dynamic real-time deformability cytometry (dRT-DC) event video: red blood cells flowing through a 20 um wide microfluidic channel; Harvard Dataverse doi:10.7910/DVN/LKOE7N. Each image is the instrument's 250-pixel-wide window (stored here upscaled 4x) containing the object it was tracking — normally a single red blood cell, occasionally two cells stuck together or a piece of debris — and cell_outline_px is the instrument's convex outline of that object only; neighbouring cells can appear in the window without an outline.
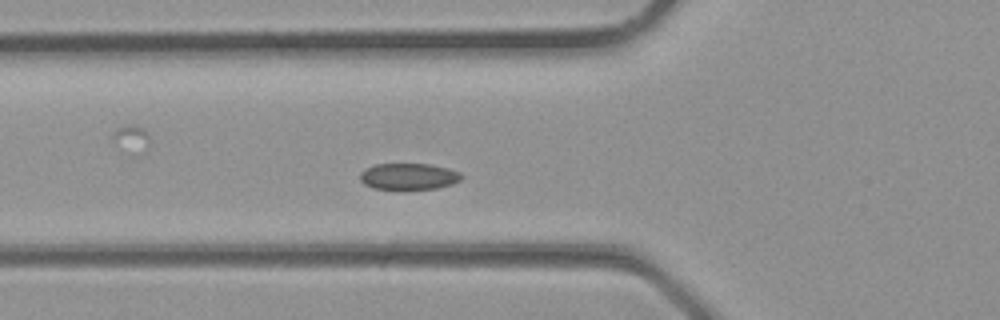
{"species": "common noctule bat (a hibernating species)", "species_latin": "Nyctalus noctula", "temperature_condition": "room temperature", "stored_images_in_passage": 26, "camera_frame_rate_fps": 3000, "um_per_image_px": 0.085, "animal": {"sex": "male", "body_mass_g": 23.1, "forearm_length_mm": 52.7}, "frame": {"image": 1, "passage_image": 3, "time_ms": 0.667, "image_size_px": [1000, 320], "cell_outline_px": [[464, 176], [460, 180], [452, 184], [436, 188], [372, 188], [364, 184], [360, 180], [360, 172], [364, 168], [376, 164], [428, 164], [448, 168], [460, 172]], "centroid_in_image_um": [34.73, 14.98], "position_along_channel_um": 91.1, "area_um2": 15.43}}
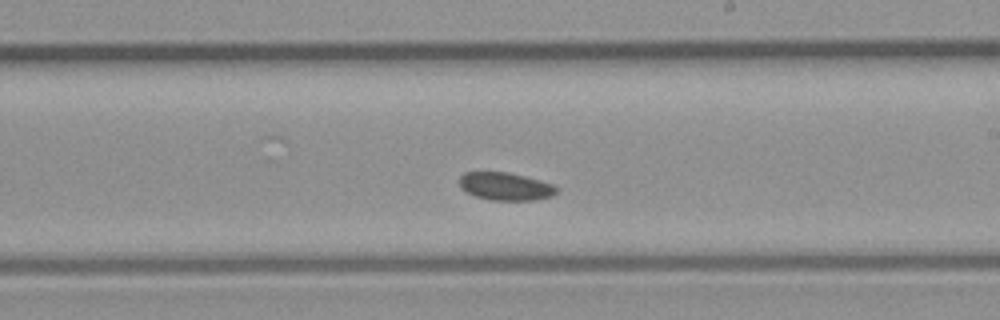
{"frame": {"image": 2, "passage_image": 11, "time_ms": 3.333, "image_size_px": [1000, 320], "cell_outline_px": [[560, 188], [552, 196], [536, 200], [492, 200], [476, 196], [460, 188], [460, 176], [464, 172], [508, 172], [540, 180], [552, 184]], "centroid_in_image_um": [42.99, 15.84], "position_along_channel_um": 246.0, "area_um2": 15.72}}
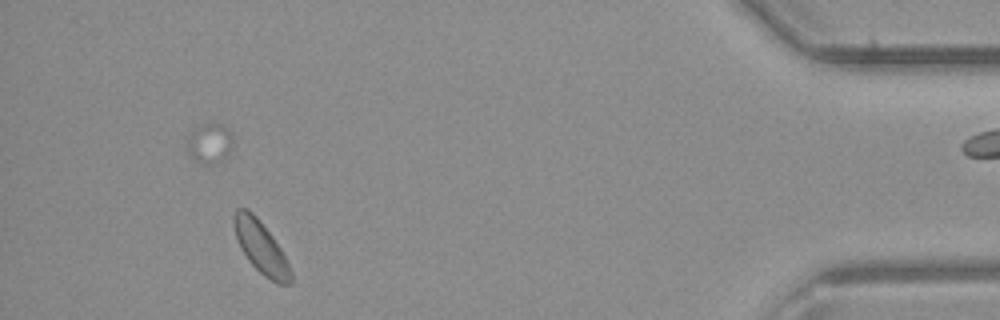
{"frame": {"image": 3, "passage_image": 23, "time_ms": 7.333, "image_size_px": [1000, 320], "cell_outline_px": [[292, 284], [276, 284], [264, 276], [248, 260], [240, 248], [236, 236], [232, 216], [236, 208], [248, 208], [260, 220], [272, 236], [280, 248], [292, 272]], "centroid_in_image_um": [22.17, 21.01], "position_along_channel_um": 413.0, "area_um2": 17.28}}